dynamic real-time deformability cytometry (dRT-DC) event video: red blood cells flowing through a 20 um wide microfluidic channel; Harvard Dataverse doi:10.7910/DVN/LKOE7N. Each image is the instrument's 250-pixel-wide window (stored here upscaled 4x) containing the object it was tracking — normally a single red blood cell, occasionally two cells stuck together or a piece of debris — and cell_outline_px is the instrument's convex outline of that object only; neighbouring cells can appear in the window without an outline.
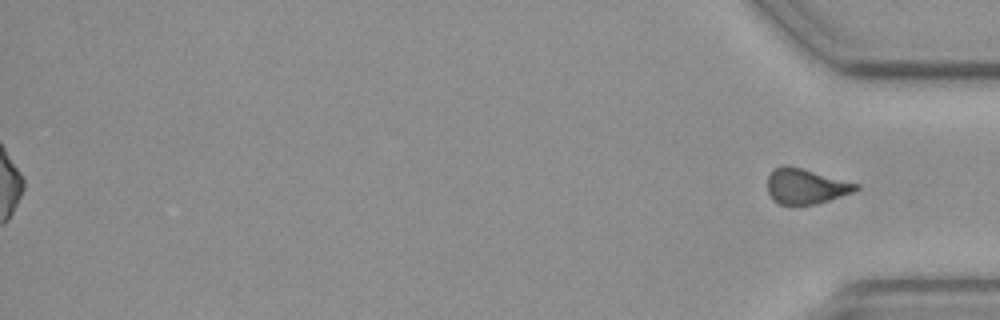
{"species": "common noctule bat (a hibernating species)", "species_latin": "Nyctalus noctula", "temperature_condition": "cold", "stored_images_in_passage": 42, "segment_of_instrument_passage": [2, 2], "camera_frame_rate_fps": 3000, "um_per_image_px": 0.085, "animal": {"sex": "female", "body_mass_g": 19.3, "forearm_length_mm": 54.1}, "frame": {"image": 1, "passage_image": 42, "time_ms": 13.667, "image_size_px": [1000, 320], "cell_outline_px": [[860, 188], [852, 192], [816, 204], [780, 204], [772, 200], [768, 192], [768, 176], [776, 168], [784, 164], [800, 168], [860, 184]], "centroid_in_image_um": [68.48, 15.83], "position_along_channel_um": 366.7, "area_um2": 17.86}}